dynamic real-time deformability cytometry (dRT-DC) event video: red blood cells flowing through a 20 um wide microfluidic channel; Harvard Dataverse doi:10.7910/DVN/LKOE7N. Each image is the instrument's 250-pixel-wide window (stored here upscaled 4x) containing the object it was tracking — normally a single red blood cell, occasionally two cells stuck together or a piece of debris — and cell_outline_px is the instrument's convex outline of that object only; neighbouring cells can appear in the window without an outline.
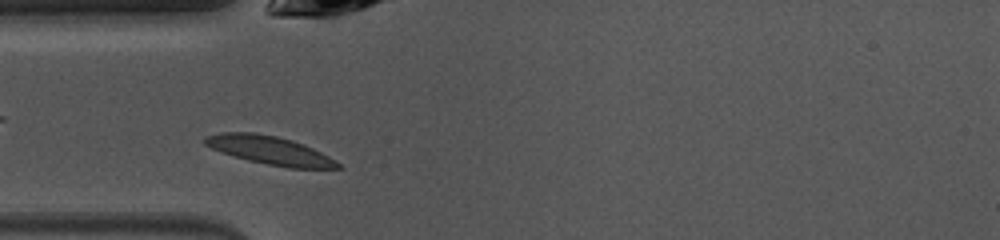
{"species": "common noctule bat (a hibernating species)", "species_latin": "Nyctalus noctula", "temperature_condition": "warm", "stored_images_in_passage": 37, "camera_frame_rate_fps": 3000, "um_per_image_px": 0.085, "animal": {"sex": "female", "body_mass_g": 10.0, "forearm_length_mm": 53.1}, "frame": {"image": 1, "passage_image": 2, "time_ms": 0.333, "image_size_px": [1000, 240], "cell_outline_px": [[344, 168], [288, 168], [268, 164], [232, 156], [220, 152], [204, 144], [204, 136], [220, 132], [252, 132], [276, 136], [292, 140], [304, 144], [336, 160]], "centroid_in_image_um": [22.91, 12.77], "position_along_channel_um": 62.1, "area_um2": 21.91}}
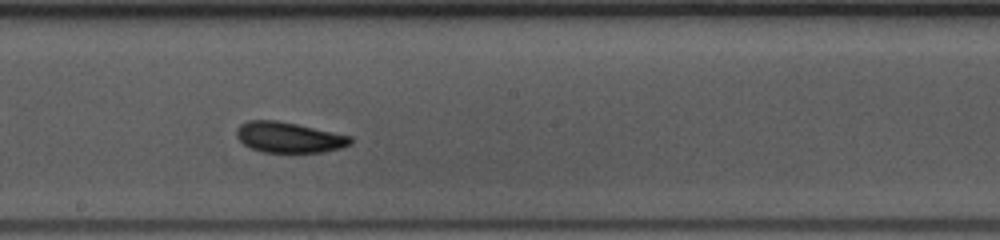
{"frame": {"image": 2, "passage_image": 14, "time_ms": 4.333, "image_size_px": [1000, 240], "cell_outline_px": [[352, 144], [340, 148], [324, 152], [260, 152], [244, 144], [236, 136], [236, 128], [240, 124], [248, 120], [276, 120], [296, 124], [352, 136]], "centroid_in_image_um": [24.55, 11.67], "position_along_channel_um": 223.7, "area_um2": 20.29}}
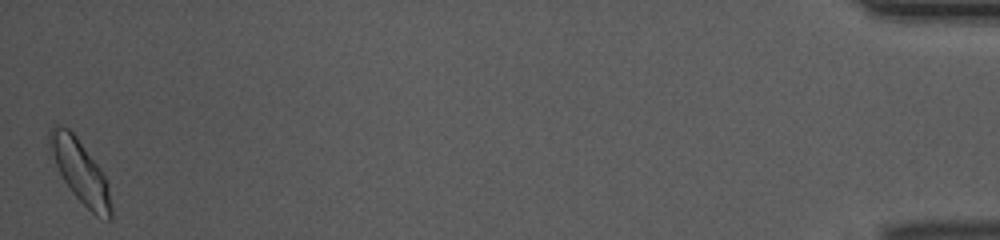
{"frame": {"image": 3, "passage_image": 37, "time_ms": 12.0, "image_size_px": [1000, 240], "cell_outline_px": [[112, 220], [108, 220], [96, 216], [72, 192], [64, 180], [56, 164], [48, 140], [48, 132], [56, 124], [68, 128], [76, 136], [100, 168], [108, 184], [112, 208]], "centroid_in_image_um": [6.85, 14.59], "position_along_channel_um": 428.4, "area_um2": 21.96}, "authors_computed_cell_mechanics": {"area_um2": 20.0566, "velocity_mm_per_s": 4.0206, "shape_relaxation_time_tau1_ms": 2.3302, "shape_relaxation_time_tau2_ms": 2.2075, "deformation_change_tau1": 0.1184, "deformation_change_tau2": 0.0796}}